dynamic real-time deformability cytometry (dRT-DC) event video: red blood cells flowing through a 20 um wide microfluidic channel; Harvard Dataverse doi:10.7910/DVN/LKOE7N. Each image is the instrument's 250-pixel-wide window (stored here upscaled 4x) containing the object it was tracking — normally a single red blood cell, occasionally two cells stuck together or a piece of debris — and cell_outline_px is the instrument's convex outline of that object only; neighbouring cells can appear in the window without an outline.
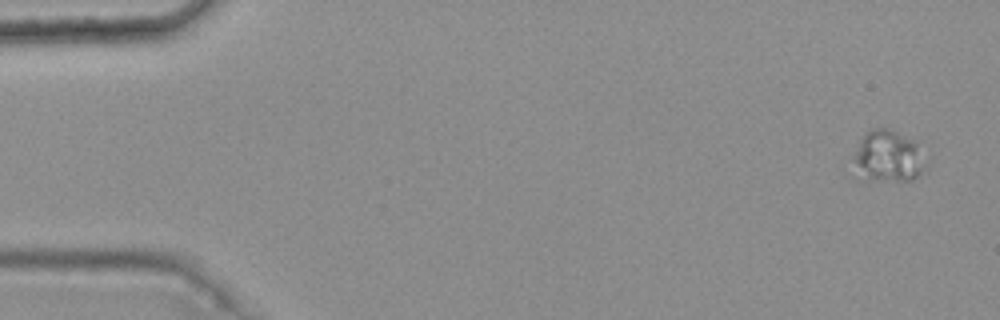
{"species": "common noctule bat (a hibernating species)", "species_latin": "Nyctalus noctula", "temperature_condition": "warm", "stored_images_in_passage": 4, "camera_frame_rate_fps": 3000, "um_per_image_px": 0.085, "animal": {"sex": "female", "body_mass_g": 25.1}, "frame": {"image": 1, "passage_image": 1, "time_ms": 0.0, "image_size_px": [1000, 320], "cell_outline_px": [[920, 172], [912, 180], [868, 180], [864, 176], [852, 160], [852, 156], [860, 140], [872, 128], [888, 128], [920, 140]], "centroid_in_image_um": [75.47, 13.22], "position_along_channel_um": 9.5, "area_um2": 21.15}}